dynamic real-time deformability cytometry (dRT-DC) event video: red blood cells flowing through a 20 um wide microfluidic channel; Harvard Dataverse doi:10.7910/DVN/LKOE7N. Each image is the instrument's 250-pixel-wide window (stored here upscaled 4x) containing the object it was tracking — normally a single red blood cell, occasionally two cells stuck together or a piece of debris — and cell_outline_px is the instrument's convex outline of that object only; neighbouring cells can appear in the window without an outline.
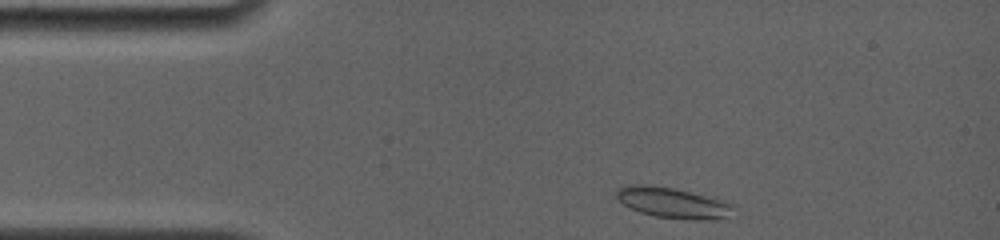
{"species": "common noctule bat (a hibernating species)", "species_latin": "Nyctalus noctula", "temperature_condition": "room temperature", "stored_images_in_passage": 5, "camera_frame_rate_fps": 4000, "um_per_image_px": 0.085, "animal": {"sex": "female", "body_mass_g": 19.0, "forearm_length_mm": 56.7}, "frame": {"image": 1, "passage_image": 1, "time_ms": 0.0, "image_size_px": [1000, 240], "cell_outline_px": [[732, 208], [724, 216], [716, 220], [692, 220], [656, 216], [640, 212], [624, 204], [616, 196], [616, 188], [628, 184], [644, 184], [672, 188], [712, 196], [724, 200], [732, 204]], "centroid_in_image_um": [57.16, 17.22], "position_along_channel_um": 27.8, "area_um2": 20.69}}